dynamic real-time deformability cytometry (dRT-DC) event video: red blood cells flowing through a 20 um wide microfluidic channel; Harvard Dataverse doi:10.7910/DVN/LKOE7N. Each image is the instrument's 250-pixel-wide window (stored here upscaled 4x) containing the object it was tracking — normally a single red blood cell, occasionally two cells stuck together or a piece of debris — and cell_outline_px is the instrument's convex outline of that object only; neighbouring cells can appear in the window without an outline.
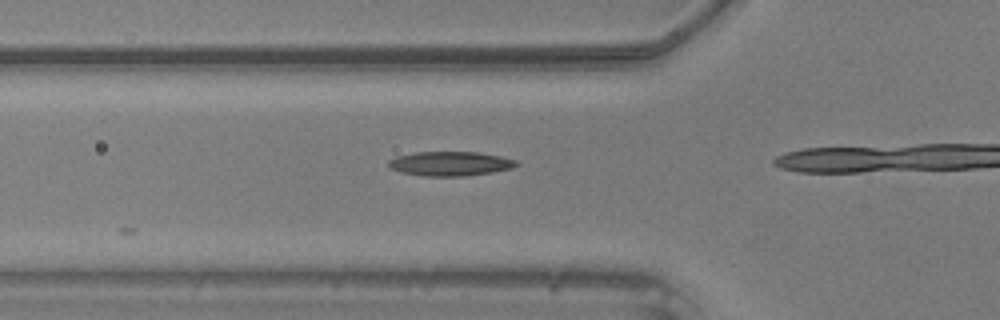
{"species": "common noctule bat (a hibernating species)", "species_latin": "Nyctalus noctula", "temperature_condition": "warm", "stored_images_in_passage": 14, "camera_frame_rate_fps": 3000, "um_per_image_px": 0.085, "animal": {"sex": "male", "body_mass_g": 20.5, "forearm_length_mm": 52.5}, "frame": {"image": 1, "passage_image": 2, "time_ms": 0.333, "image_size_px": [1000, 320], "cell_outline_px": [[520, 164], [512, 168], [492, 172], [464, 176], [424, 176], [400, 172], [388, 168], [388, 160], [396, 156], [416, 152], [480, 152], [500, 156], [516, 160]], "centroid_in_image_um": [38.24, 13.91], "position_along_channel_um": 87.6, "area_um2": 18.26}}